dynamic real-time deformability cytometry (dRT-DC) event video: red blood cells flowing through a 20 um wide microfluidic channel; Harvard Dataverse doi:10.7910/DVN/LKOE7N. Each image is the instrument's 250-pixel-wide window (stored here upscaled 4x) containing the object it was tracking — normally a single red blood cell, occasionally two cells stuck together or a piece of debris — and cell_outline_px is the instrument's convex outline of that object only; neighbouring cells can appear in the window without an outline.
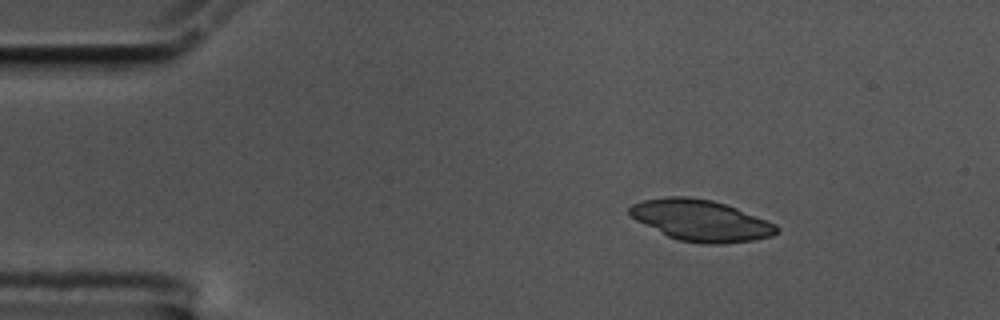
{"species": "common noctule bat (a hibernating species)", "species_latin": "Nyctalus noctula", "temperature_condition": "cold", "stored_images_in_passage": 18, "camera_frame_rate_fps": 3000, "um_per_image_px": 0.085, "animal": {"sex": "male", "body_mass_g": 17.5, "forearm_length_mm": 52.3}, "frame": {"image": 1, "passage_image": 9, "time_ms": 2.667, "image_size_px": [1000, 320], "cell_outline_px": [[780, 228], [772, 236], [752, 240], [720, 244], [700, 244], [676, 240], [636, 220], [628, 212], [628, 208], [632, 204], [644, 200], [668, 196], [688, 196], [712, 200], [736, 208], [776, 224]], "centroid_in_image_um": [59.55, 18.74], "position_along_channel_um": 25.4, "area_um2": 35.14}}